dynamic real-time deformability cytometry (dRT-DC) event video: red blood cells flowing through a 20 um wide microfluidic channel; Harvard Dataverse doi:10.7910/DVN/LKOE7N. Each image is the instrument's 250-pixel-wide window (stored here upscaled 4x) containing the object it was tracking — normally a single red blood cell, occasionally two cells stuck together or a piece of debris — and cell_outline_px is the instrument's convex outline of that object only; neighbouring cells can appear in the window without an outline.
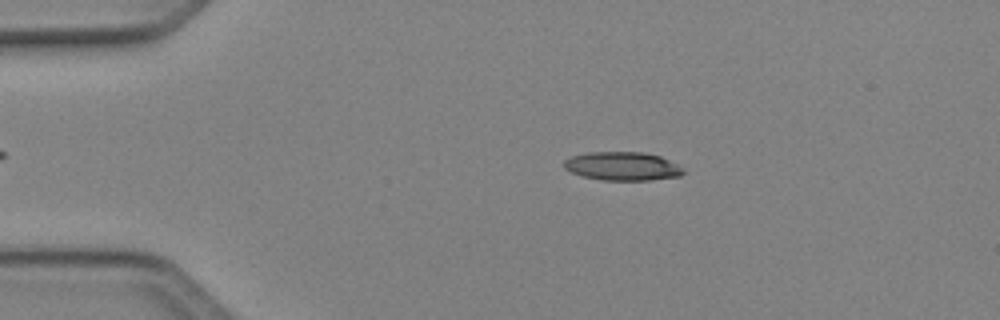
{"species": "Egyptian fruit bat (a non-hibernating species)", "species_latin": "Rousettus aegyptiacus", "temperature_condition": "cold", "stored_images_in_passage": 48, "camera_frame_rate_fps": 3000, "um_per_image_px": 0.085, "animal": {"sex": "female"}, "frame": {"image": 1, "passage_image": 9, "time_ms": 2.667, "image_size_px": [1000, 320], "cell_outline_px": [[684, 172], [680, 176], [648, 180], [604, 180], [580, 176], [564, 168], [564, 160], [572, 156], [588, 152], [644, 152], [660, 156], [676, 164]], "centroid_in_image_um": [52.87, 14.12], "position_along_channel_um": 32.1, "area_um2": 19.71}}
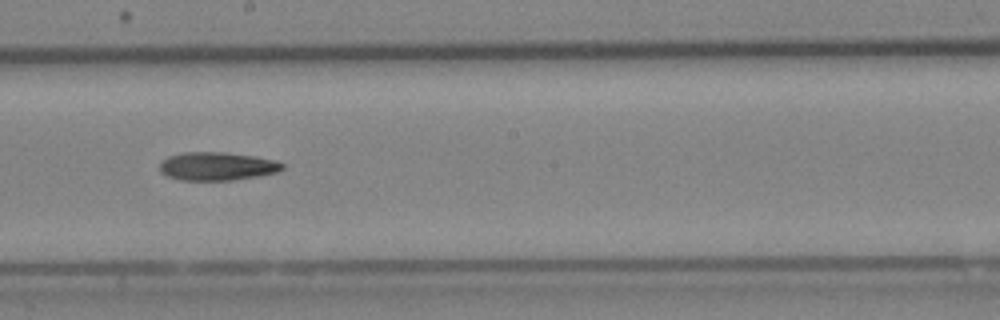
{"frame": {"image": 2, "passage_image": 27, "time_ms": 8.667, "image_size_px": [1000, 320], "cell_outline_px": [[284, 168], [276, 172], [256, 176], [232, 180], [180, 180], [168, 176], [160, 172], [160, 164], [168, 156], [184, 152], [224, 152], [252, 156], [272, 160], [284, 164]], "centroid_in_image_um": [18.41, 14.13], "position_along_channel_um": 229.8, "area_um2": 19.94}}
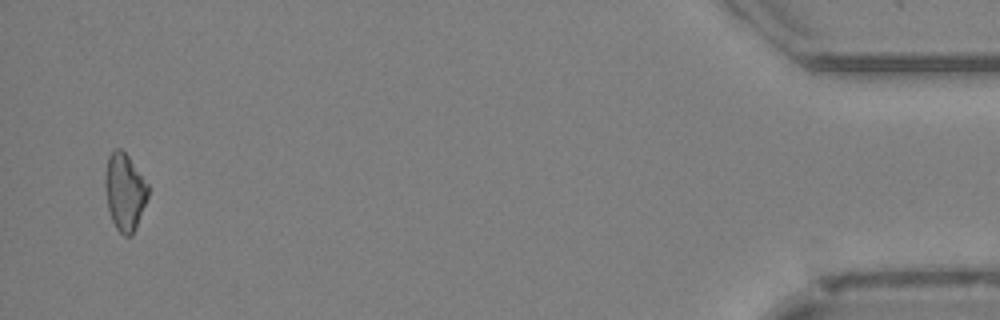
{"frame": {"image": 3, "passage_image": 47, "time_ms": 15.333, "image_size_px": [1000, 320], "cell_outline_px": [[148, 196], [136, 228], [132, 236], [124, 236], [116, 228], [112, 220], [108, 208], [104, 184], [104, 180], [108, 156], [116, 148], [120, 148], [128, 156], [148, 184]], "centroid_in_image_um": [10.59, 16.32], "position_along_channel_um": 424.6, "area_um2": 19.19}}